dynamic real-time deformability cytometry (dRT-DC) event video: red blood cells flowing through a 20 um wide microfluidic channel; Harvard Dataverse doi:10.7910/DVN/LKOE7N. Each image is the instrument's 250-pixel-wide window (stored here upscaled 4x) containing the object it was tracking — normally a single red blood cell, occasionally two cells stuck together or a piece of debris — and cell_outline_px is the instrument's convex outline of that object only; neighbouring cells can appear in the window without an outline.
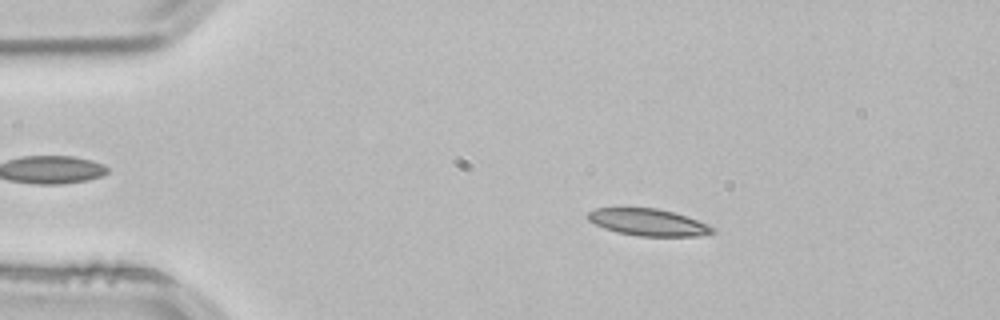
{"species": "common noctule bat (a hibernating species)", "species_latin": "Nyctalus noctula", "temperature_condition": "room temperature", "stored_images_in_passage": 52, "camera_frame_rate_fps": 3000, "um_per_image_px": 0.085, "animal": {"sex": "male", "body_mass_g": 21.5, "forearm_length_mm": 52.0}, "frame": {"image": 1, "passage_image": 9, "time_ms": 2.667, "image_size_px": [1000, 320], "cell_outline_px": [[712, 232], [696, 236], [640, 236], [620, 232], [604, 228], [588, 220], [588, 212], [596, 208], [656, 208], [672, 212], [708, 224], [712, 228]], "centroid_in_image_um": [55.05, 18.89], "position_along_channel_um": 30.0, "area_um2": 19.02}}
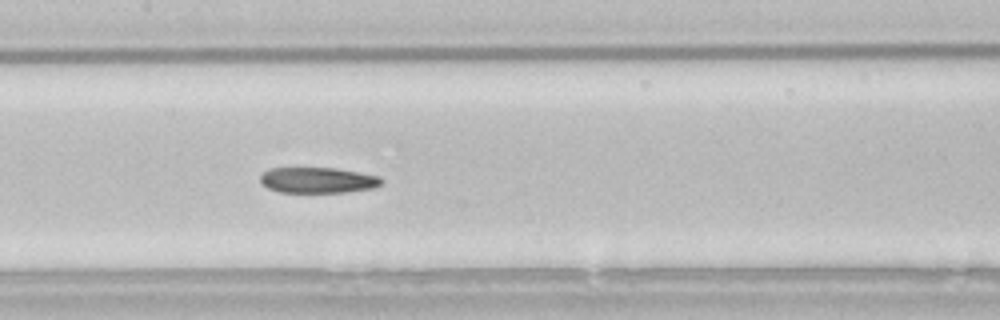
{"frame": {"image": 2, "passage_image": 25, "time_ms": 8.0, "image_size_px": [1000, 320], "cell_outline_px": [[384, 180], [380, 184], [372, 188], [344, 192], [280, 192], [268, 188], [260, 184], [260, 176], [268, 168], [336, 168], [380, 176]], "centroid_in_image_um": [26.98, 15.31], "position_along_channel_um": 180.4, "area_um2": 18.15}}
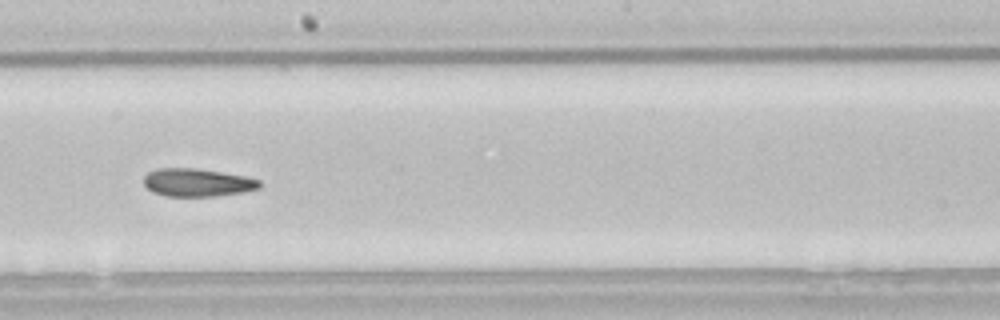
{"frame": {"image": 3, "passage_image": 29, "time_ms": 9.333, "image_size_px": [1000, 320], "cell_outline_px": [[264, 184], [260, 188], [244, 192], [216, 196], [164, 196], [152, 192], [144, 184], [144, 176], [148, 172], [156, 168], [196, 168], [244, 176], [260, 180]], "centroid_in_image_um": [16.78, 15.52], "position_along_channel_um": 231.4, "area_um2": 19.02}, "authors_computed_cell_mechanics": {"area_um2": 19.3052, "velocity_mm_per_s": 3.8268, "shape_relaxation_time_tau1_ms": 7.8419, "shape_relaxation_time_tau2_ms": 6.927, "deformation_change_tau1": 0.1731, "deformation_change_tau2": 0.1445}}